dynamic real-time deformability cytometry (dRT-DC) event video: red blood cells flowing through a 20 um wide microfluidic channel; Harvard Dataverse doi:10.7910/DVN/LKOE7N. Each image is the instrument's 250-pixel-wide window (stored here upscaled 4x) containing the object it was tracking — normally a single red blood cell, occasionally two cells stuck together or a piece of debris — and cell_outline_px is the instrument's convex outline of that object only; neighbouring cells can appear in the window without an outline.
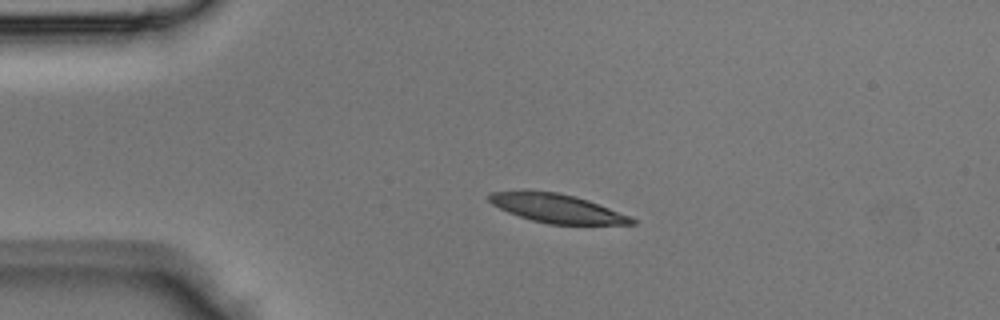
{"species": "Egyptian fruit bat (a non-hibernating species)", "species_latin": "Rousettus aegyptiacus", "temperature_condition": "room temperature", "stored_images_in_passage": 2, "camera_frame_rate_fps": 3000, "um_per_image_px": 0.085, "animal": {"sex": "male"}, "frame": {"image": 1, "passage_image": 1, "time_ms": 0.0, "image_size_px": [1000, 320], "cell_outline_px": [[636, 224], [548, 224], [532, 220], [508, 212], [492, 204], [488, 200], [488, 196], [492, 192], [556, 192], [588, 200], [628, 216], [636, 220]], "centroid_in_image_um": [47.35, 17.73], "position_along_channel_um": 37.7, "area_um2": 23.0}}